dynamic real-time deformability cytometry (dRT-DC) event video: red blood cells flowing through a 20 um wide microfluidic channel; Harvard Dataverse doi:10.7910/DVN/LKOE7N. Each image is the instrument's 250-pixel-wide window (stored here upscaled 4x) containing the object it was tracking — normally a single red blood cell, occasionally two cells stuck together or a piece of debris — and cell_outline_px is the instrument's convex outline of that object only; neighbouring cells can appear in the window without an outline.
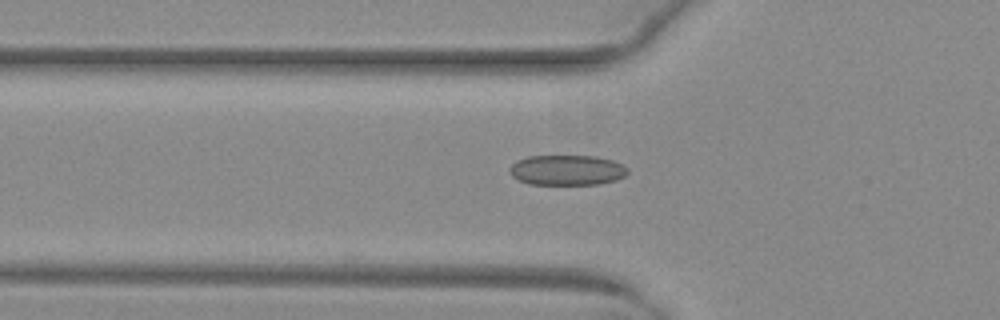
{"species": "common noctule bat (a hibernating species)", "species_latin": "Nyctalus noctula", "temperature_condition": "warm", "stored_images_in_passage": 11, "camera_frame_rate_fps": 3000, "um_per_image_px": 0.085, "animal": {"sex": "female", "body_mass_g": 29.2, "forearm_length_mm": 56.3}, "frame": {"image": 1, "passage_image": 4, "time_ms": 1.0, "image_size_px": [1000, 320], "cell_outline_px": [[628, 172], [624, 176], [616, 180], [600, 184], [528, 184], [512, 176], [508, 172], [508, 168], [516, 160], [528, 156], [596, 156], [612, 160], [624, 164], [628, 168]], "centroid_in_image_um": [48.19, 14.45], "position_along_channel_um": 77.6, "area_um2": 20.98}}
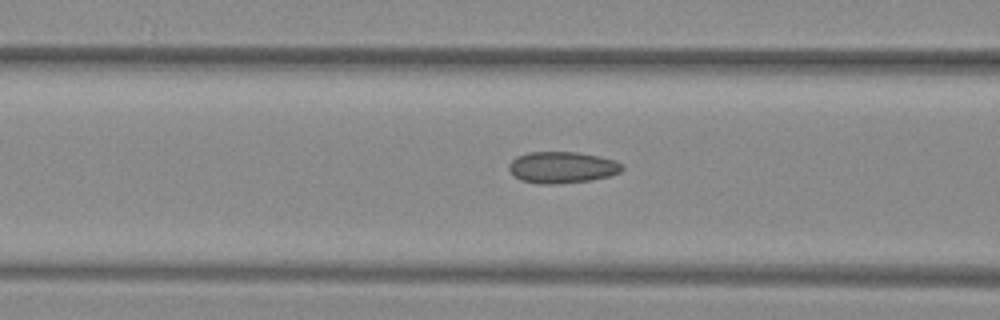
{"frame": {"image": 2, "passage_image": 7, "time_ms": 2.0, "image_size_px": [1000, 320], "cell_outline_px": [[624, 168], [620, 172], [608, 176], [592, 180], [556, 184], [536, 184], [520, 180], [508, 168], [508, 164], [516, 156], [528, 152], [576, 152], [616, 160], [624, 164]], "centroid_in_image_um": [47.78, 14.23], "position_along_channel_um": 118.8, "area_um2": 20.87}}
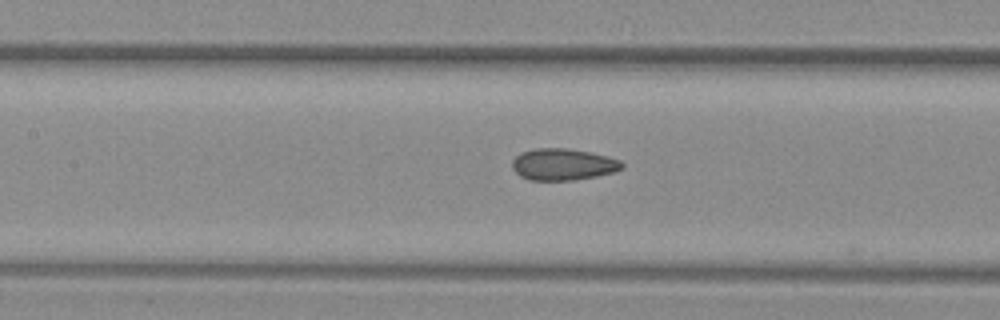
{"frame": {"image": 3, "passage_image": 10, "time_ms": 3.0, "image_size_px": [1000, 320], "cell_outline_px": [[624, 168], [612, 172], [596, 176], [572, 180], [528, 180], [520, 176], [512, 168], [512, 160], [520, 152], [536, 148], [568, 148], [608, 156], [620, 160], [624, 164]], "centroid_in_image_um": [47.84, 13.97], "position_along_channel_um": 159.6, "area_um2": 20.29}}